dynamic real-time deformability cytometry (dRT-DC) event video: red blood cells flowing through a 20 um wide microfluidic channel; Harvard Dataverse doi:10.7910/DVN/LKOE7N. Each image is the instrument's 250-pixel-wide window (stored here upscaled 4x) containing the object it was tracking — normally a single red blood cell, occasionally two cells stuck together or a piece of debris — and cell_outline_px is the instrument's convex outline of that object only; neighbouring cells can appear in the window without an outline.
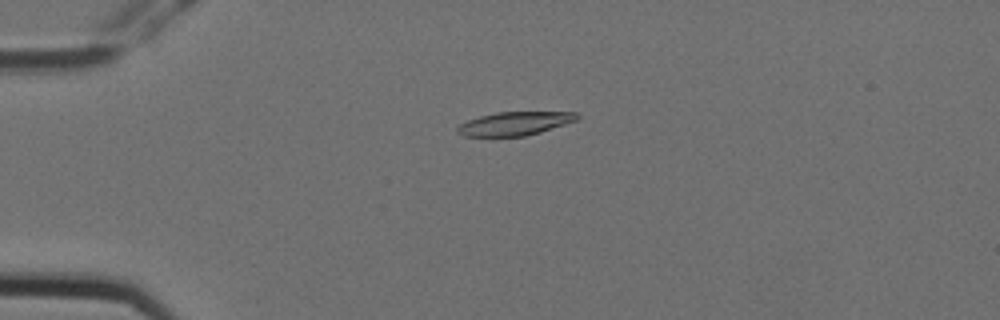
{"species": "Egyptian fruit bat (a non-hibernating species)", "species_latin": "Rousettus aegyptiacus", "temperature_condition": "cold", "stored_images_in_passage": 3, "camera_frame_rate_fps": 3000, "um_per_image_px": 0.085, "animal": {"sex": "female"}, "frame": {"image": 1, "passage_image": 1, "time_ms": 0.0, "image_size_px": [1000, 320], "cell_outline_px": [[580, 116], [576, 120], [540, 132], [524, 136], [464, 136], [456, 132], [456, 128], [460, 124], [468, 120], [480, 116], [496, 112], [576, 112]], "centroid_in_image_um": [43.72, 10.5], "position_along_channel_um": 41.3, "area_um2": 16.24}}
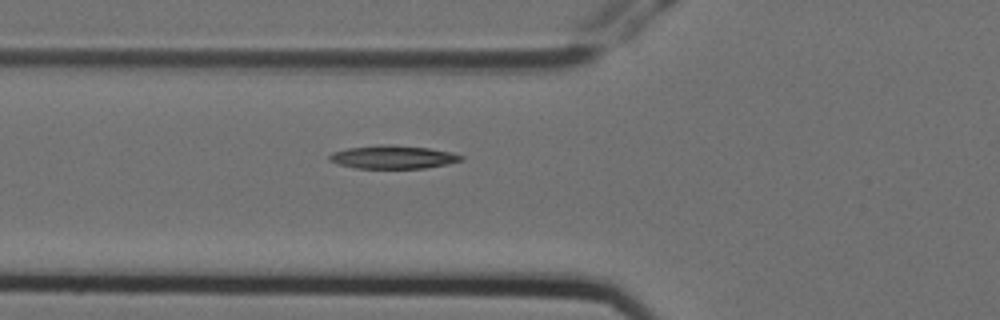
{"frame": {"image": 2, "passage_image": 3, "time_ms": 0.667, "image_size_px": [1000, 320], "cell_outline_px": [[464, 160], [448, 164], [424, 168], [356, 168], [336, 164], [328, 160], [328, 156], [332, 152], [348, 148], [388, 144], [428, 148], [452, 152], [464, 156]], "centroid_in_image_um": [33.41, 13.35], "position_along_channel_um": 92.4, "area_um2": 17.86}}